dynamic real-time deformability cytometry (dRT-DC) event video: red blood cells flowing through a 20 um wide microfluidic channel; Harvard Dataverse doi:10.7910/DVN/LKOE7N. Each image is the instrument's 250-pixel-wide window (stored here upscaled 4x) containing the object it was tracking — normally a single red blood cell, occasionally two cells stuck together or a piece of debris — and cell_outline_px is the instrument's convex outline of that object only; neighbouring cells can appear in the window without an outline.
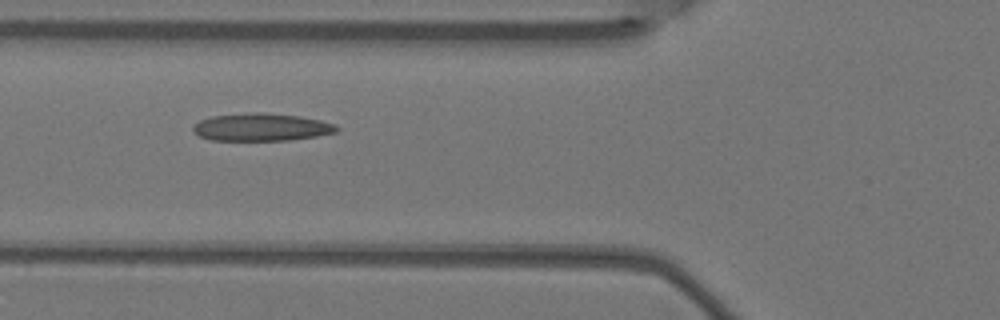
{"species": "Egyptian fruit bat (a non-hibernating species)", "species_latin": "Rousettus aegyptiacus", "temperature_condition": "warm", "stored_images_in_passage": 8, "camera_frame_rate_fps": 3000, "um_per_image_px": 0.085, "animal": {"sex": "female"}, "frame": {"image": 1, "passage_image": 7, "time_ms": 2.0, "image_size_px": [1000, 320], "cell_outline_px": [[340, 128], [336, 132], [316, 136], [288, 140], [212, 140], [200, 136], [192, 128], [200, 120], [212, 116], [256, 112], [264, 112], [296, 116], [320, 120], [336, 124]], "centroid_in_image_um": [22.25, 10.81], "position_along_channel_um": 103.6, "area_um2": 22.83}}
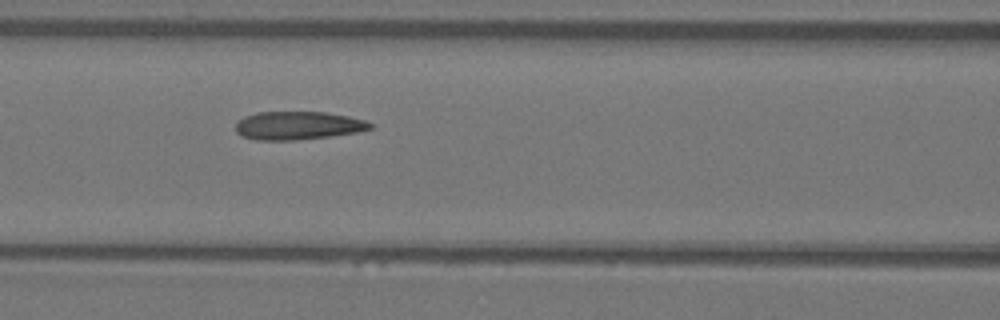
{"frame": {"image": 2, "passage_image": 8, "time_ms": 2.333, "image_size_px": [1000, 320], "cell_outline_px": [[372, 128], [356, 132], [332, 136], [296, 140], [256, 140], [240, 136], [236, 132], [236, 124], [244, 116], [256, 112], [324, 112], [348, 116], [364, 120], [372, 124]], "centroid_in_image_um": [25.29, 10.67], "position_along_channel_um": 141.3, "area_um2": 22.14}}